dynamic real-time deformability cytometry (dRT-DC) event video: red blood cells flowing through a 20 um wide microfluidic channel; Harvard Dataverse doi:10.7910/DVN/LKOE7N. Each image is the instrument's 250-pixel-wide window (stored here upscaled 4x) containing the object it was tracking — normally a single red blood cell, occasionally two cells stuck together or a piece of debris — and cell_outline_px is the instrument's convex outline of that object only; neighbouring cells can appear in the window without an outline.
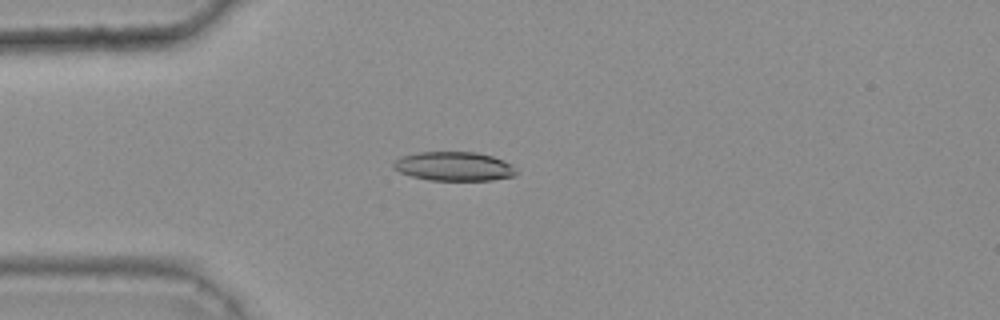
{"species": "common noctule bat (a hibernating species)", "species_latin": "Nyctalus noctula", "temperature_condition": "warm", "stored_images_in_passage": 34, "camera_frame_rate_fps": 3000, "um_per_image_px": 0.085, "animal": {"sex": "female", "body_mass_g": 25.1}, "frame": {"image": 1, "passage_image": 2, "time_ms": 0.333, "image_size_px": [1000, 320], "cell_outline_px": [[516, 176], [492, 180], [428, 180], [412, 176], [400, 172], [392, 168], [392, 164], [400, 156], [420, 152], [476, 152], [492, 156], [504, 160], [512, 164], [516, 168]], "centroid_in_image_um": [38.6, 14.14], "position_along_channel_um": 46.4, "area_um2": 20.92}}
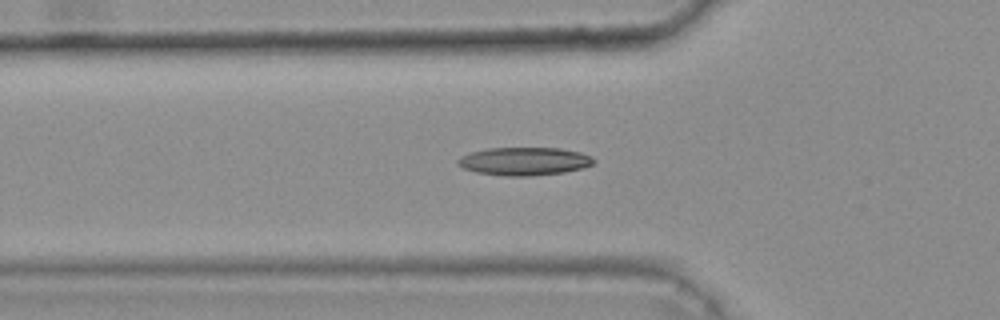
{"frame": {"image": 2, "passage_image": 6, "time_ms": 1.667, "image_size_px": [1000, 320], "cell_outline_px": [[596, 160], [592, 164], [584, 168], [564, 172], [532, 176], [508, 176], [476, 172], [464, 168], [456, 164], [456, 160], [460, 156], [472, 152], [488, 148], [560, 148], [580, 152], [592, 156]], "centroid_in_image_um": [44.58, 13.71], "position_along_channel_um": 81.2, "area_um2": 22.31}}
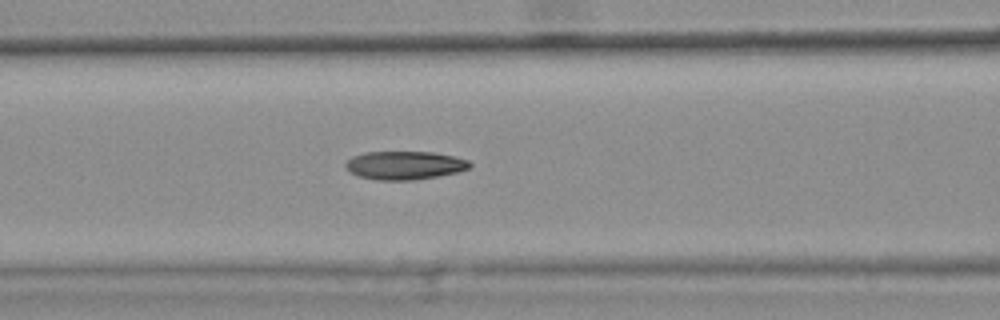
{"frame": {"image": 3, "passage_image": 10, "time_ms": 3.0, "image_size_px": [1000, 320], "cell_outline_px": [[472, 164], [468, 168], [456, 172], [436, 176], [412, 180], [376, 180], [356, 176], [344, 164], [352, 156], [364, 152], [432, 152], [452, 156], [468, 160]], "centroid_in_image_um": [34.36, 14.05], "position_along_channel_um": 132.2, "area_um2": 20.35}, "authors_computed_cell_mechanics": {"area_um2": 20.5479, "velocity_mm_per_s": 3.7792, "shape_relaxation_time_tau1_ms": 8.977, "shape_relaxation_time_tau2_ms": 2.4849, "deformation_change_tau1": 0.215, "deformation_change_tau2": 0.0924}}